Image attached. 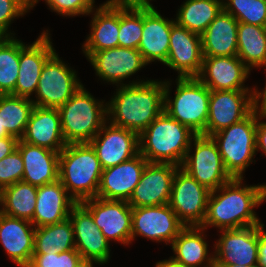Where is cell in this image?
<instances>
[{"instance_id": "33", "label": "cell", "mask_w": 266, "mask_h": 267, "mask_svg": "<svg viewBox=\"0 0 266 267\" xmlns=\"http://www.w3.org/2000/svg\"><path fill=\"white\" fill-rule=\"evenodd\" d=\"M37 188L19 181L2 189V213L31 222L35 212Z\"/></svg>"}, {"instance_id": "30", "label": "cell", "mask_w": 266, "mask_h": 267, "mask_svg": "<svg viewBox=\"0 0 266 267\" xmlns=\"http://www.w3.org/2000/svg\"><path fill=\"white\" fill-rule=\"evenodd\" d=\"M205 232L200 226L185 227L170 245L175 255L170 258L191 267H214V255L208 254Z\"/></svg>"}, {"instance_id": "11", "label": "cell", "mask_w": 266, "mask_h": 267, "mask_svg": "<svg viewBox=\"0 0 266 267\" xmlns=\"http://www.w3.org/2000/svg\"><path fill=\"white\" fill-rule=\"evenodd\" d=\"M210 194L205 186L179 167L174 175L168 205L186 226H201Z\"/></svg>"}, {"instance_id": "14", "label": "cell", "mask_w": 266, "mask_h": 267, "mask_svg": "<svg viewBox=\"0 0 266 267\" xmlns=\"http://www.w3.org/2000/svg\"><path fill=\"white\" fill-rule=\"evenodd\" d=\"M52 44L48 30H43L30 45L19 40V74L14 96L31 98L36 92L42 68L56 52Z\"/></svg>"}, {"instance_id": "49", "label": "cell", "mask_w": 266, "mask_h": 267, "mask_svg": "<svg viewBox=\"0 0 266 267\" xmlns=\"http://www.w3.org/2000/svg\"><path fill=\"white\" fill-rule=\"evenodd\" d=\"M155 267H191L187 265H182L174 260H172L170 257L169 259H165L163 261H159L155 264Z\"/></svg>"}, {"instance_id": "6", "label": "cell", "mask_w": 266, "mask_h": 267, "mask_svg": "<svg viewBox=\"0 0 266 267\" xmlns=\"http://www.w3.org/2000/svg\"><path fill=\"white\" fill-rule=\"evenodd\" d=\"M171 82L165 80L164 111L196 135H203L209 115L210 89L197 77H177L176 93L172 99L169 96Z\"/></svg>"}, {"instance_id": "28", "label": "cell", "mask_w": 266, "mask_h": 267, "mask_svg": "<svg viewBox=\"0 0 266 267\" xmlns=\"http://www.w3.org/2000/svg\"><path fill=\"white\" fill-rule=\"evenodd\" d=\"M91 13V32L82 45V51L87 58L93 52L119 46L120 7L103 3Z\"/></svg>"}, {"instance_id": "17", "label": "cell", "mask_w": 266, "mask_h": 267, "mask_svg": "<svg viewBox=\"0 0 266 267\" xmlns=\"http://www.w3.org/2000/svg\"><path fill=\"white\" fill-rule=\"evenodd\" d=\"M89 143L94 148L102 169L119 165L139 153V135L108 121Z\"/></svg>"}, {"instance_id": "38", "label": "cell", "mask_w": 266, "mask_h": 267, "mask_svg": "<svg viewBox=\"0 0 266 267\" xmlns=\"http://www.w3.org/2000/svg\"><path fill=\"white\" fill-rule=\"evenodd\" d=\"M223 10L239 23L266 27V1L223 0Z\"/></svg>"}, {"instance_id": "34", "label": "cell", "mask_w": 266, "mask_h": 267, "mask_svg": "<svg viewBox=\"0 0 266 267\" xmlns=\"http://www.w3.org/2000/svg\"><path fill=\"white\" fill-rule=\"evenodd\" d=\"M68 250H76L74 230L69 218L57 224L35 228L34 254H54Z\"/></svg>"}, {"instance_id": "9", "label": "cell", "mask_w": 266, "mask_h": 267, "mask_svg": "<svg viewBox=\"0 0 266 267\" xmlns=\"http://www.w3.org/2000/svg\"><path fill=\"white\" fill-rule=\"evenodd\" d=\"M83 84L76 71L70 68L55 52L44 64L35 92L34 106L59 108L68 101Z\"/></svg>"}, {"instance_id": "42", "label": "cell", "mask_w": 266, "mask_h": 267, "mask_svg": "<svg viewBox=\"0 0 266 267\" xmlns=\"http://www.w3.org/2000/svg\"><path fill=\"white\" fill-rule=\"evenodd\" d=\"M266 115L257 107V126H256V152L263 151L266 156Z\"/></svg>"}, {"instance_id": "35", "label": "cell", "mask_w": 266, "mask_h": 267, "mask_svg": "<svg viewBox=\"0 0 266 267\" xmlns=\"http://www.w3.org/2000/svg\"><path fill=\"white\" fill-rule=\"evenodd\" d=\"M34 104L31 98L0 95V123L2 129L20 140L25 132Z\"/></svg>"}, {"instance_id": "32", "label": "cell", "mask_w": 266, "mask_h": 267, "mask_svg": "<svg viewBox=\"0 0 266 267\" xmlns=\"http://www.w3.org/2000/svg\"><path fill=\"white\" fill-rule=\"evenodd\" d=\"M179 8L175 22L201 36L222 12L223 0H186Z\"/></svg>"}, {"instance_id": "51", "label": "cell", "mask_w": 266, "mask_h": 267, "mask_svg": "<svg viewBox=\"0 0 266 267\" xmlns=\"http://www.w3.org/2000/svg\"><path fill=\"white\" fill-rule=\"evenodd\" d=\"M214 267H262L259 263L247 266H241L236 264H214Z\"/></svg>"}, {"instance_id": "2", "label": "cell", "mask_w": 266, "mask_h": 267, "mask_svg": "<svg viewBox=\"0 0 266 267\" xmlns=\"http://www.w3.org/2000/svg\"><path fill=\"white\" fill-rule=\"evenodd\" d=\"M131 82L117 86L107 102V121L140 135L164 111L165 81Z\"/></svg>"}, {"instance_id": "19", "label": "cell", "mask_w": 266, "mask_h": 267, "mask_svg": "<svg viewBox=\"0 0 266 267\" xmlns=\"http://www.w3.org/2000/svg\"><path fill=\"white\" fill-rule=\"evenodd\" d=\"M203 62L201 36L175 23L171 28L168 58L164 63L179 78L197 77Z\"/></svg>"}, {"instance_id": "3", "label": "cell", "mask_w": 266, "mask_h": 267, "mask_svg": "<svg viewBox=\"0 0 266 267\" xmlns=\"http://www.w3.org/2000/svg\"><path fill=\"white\" fill-rule=\"evenodd\" d=\"M196 134L163 111L140 135L139 153L151 163L181 167Z\"/></svg>"}, {"instance_id": "22", "label": "cell", "mask_w": 266, "mask_h": 267, "mask_svg": "<svg viewBox=\"0 0 266 267\" xmlns=\"http://www.w3.org/2000/svg\"><path fill=\"white\" fill-rule=\"evenodd\" d=\"M148 161L138 153L119 165L103 169L97 197L128 201Z\"/></svg>"}, {"instance_id": "10", "label": "cell", "mask_w": 266, "mask_h": 267, "mask_svg": "<svg viewBox=\"0 0 266 267\" xmlns=\"http://www.w3.org/2000/svg\"><path fill=\"white\" fill-rule=\"evenodd\" d=\"M257 107V90H210L209 115L204 136L233 125Z\"/></svg>"}, {"instance_id": "44", "label": "cell", "mask_w": 266, "mask_h": 267, "mask_svg": "<svg viewBox=\"0 0 266 267\" xmlns=\"http://www.w3.org/2000/svg\"><path fill=\"white\" fill-rule=\"evenodd\" d=\"M27 267H55V253L33 254Z\"/></svg>"}, {"instance_id": "5", "label": "cell", "mask_w": 266, "mask_h": 267, "mask_svg": "<svg viewBox=\"0 0 266 267\" xmlns=\"http://www.w3.org/2000/svg\"><path fill=\"white\" fill-rule=\"evenodd\" d=\"M57 110L67 144L89 143L107 122V103L95 99L83 85Z\"/></svg>"}, {"instance_id": "26", "label": "cell", "mask_w": 266, "mask_h": 267, "mask_svg": "<svg viewBox=\"0 0 266 267\" xmlns=\"http://www.w3.org/2000/svg\"><path fill=\"white\" fill-rule=\"evenodd\" d=\"M76 201L58 179L56 182L39 186L35 212L31 223L34 227L57 224L69 218Z\"/></svg>"}, {"instance_id": "36", "label": "cell", "mask_w": 266, "mask_h": 267, "mask_svg": "<svg viewBox=\"0 0 266 267\" xmlns=\"http://www.w3.org/2000/svg\"><path fill=\"white\" fill-rule=\"evenodd\" d=\"M16 38L0 39V95H14L19 74V40Z\"/></svg>"}, {"instance_id": "13", "label": "cell", "mask_w": 266, "mask_h": 267, "mask_svg": "<svg viewBox=\"0 0 266 267\" xmlns=\"http://www.w3.org/2000/svg\"><path fill=\"white\" fill-rule=\"evenodd\" d=\"M92 215L95 225L109 241L130 245L132 207L124 200H107L99 197L80 202Z\"/></svg>"}, {"instance_id": "47", "label": "cell", "mask_w": 266, "mask_h": 267, "mask_svg": "<svg viewBox=\"0 0 266 267\" xmlns=\"http://www.w3.org/2000/svg\"><path fill=\"white\" fill-rule=\"evenodd\" d=\"M258 263L266 267V231L263 223L259 225Z\"/></svg>"}, {"instance_id": "43", "label": "cell", "mask_w": 266, "mask_h": 267, "mask_svg": "<svg viewBox=\"0 0 266 267\" xmlns=\"http://www.w3.org/2000/svg\"><path fill=\"white\" fill-rule=\"evenodd\" d=\"M81 259L82 256L77 250L55 253V267H75Z\"/></svg>"}, {"instance_id": "48", "label": "cell", "mask_w": 266, "mask_h": 267, "mask_svg": "<svg viewBox=\"0 0 266 267\" xmlns=\"http://www.w3.org/2000/svg\"><path fill=\"white\" fill-rule=\"evenodd\" d=\"M257 107L266 115V83L264 90H257Z\"/></svg>"}, {"instance_id": "8", "label": "cell", "mask_w": 266, "mask_h": 267, "mask_svg": "<svg viewBox=\"0 0 266 267\" xmlns=\"http://www.w3.org/2000/svg\"><path fill=\"white\" fill-rule=\"evenodd\" d=\"M192 149L194 153L191 154ZM181 168L210 191L233 179L227 172L218 146L211 136L196 135L193 138Z\"/></svg>"}, {"instance_id": "4", "label": "cell", "mask_w": 266, "mask_h": 267, "mask_svg": "<svg viewBox=\"0 0 266 267\" xmlns=\"http://www.w3.org/2000/svg\"><path fill=\"white\" fill-rule=\"evenodd\" d=\"M102 171L90 143L67 144L60 151L58 179L76 203L97 197Z\"/></svg>"}, {"instance_id": "18", "label": "cell", "mask_w": 266, "mask_h": 267, "mask_svg": "<svg viewBox=\"0 0 266 267\" xmlns=\"http://www.w3.org/2000/svg\"><path fill=\"white\" fill-rule=\"evenodd\" d=\"M87 59L101 80L116 86L148 65L138 49L119 46L93 52Z\"/></svg>"}, {"instance_id": "52", "label": "cell", "mask_w": 266, "mask_h": 267, "mask_svg": "<svg viewBox=\"0 0 266 267\" xmlns=\"http://www.w3.org/2000/svg\"><path fill=\"white\" fill-rule=\"evenodd\" d=\"M7 136H11L6 129H2L1 123H0V138H4Z\"/></svg>"}, {"instance_id": "16", "label": "cell", "mask_w": 266, "mask_h": 267, "mask_svg": "<svg viewBox=\"0 0 266 267\" xmlns=\"http://www.w3.org/2000/svg\"><path fill=\"white\" fill-rule=\"evenodd\" d=\"M178 168L179 166L170 163L148 162L128 204L132 208L168 204Z\"/></svg>"}, {"instance_id": "7", "label": "cell", "mask_w": 266, "mask_h": 267, "mask_svg": "<svg viewBox=\"0 0 266 267\" xmlns=\"http://www.w3.org/2000/svg\"><path fill=\"white\" fill-rule=\"evenodd\" d=\"M256 126L257 107L241 121L211 135L227 172L233 178H243L244 171L253 162L256 154Z\"/></svg>"}, {"instance_id": "46", "label": "cell", "mask_w": 266, "mask_h": 267, "mask_svg": "<svg viewBox=\"0 0 266 267\" xmlns=\"http://www.w3.org/2000/svg\"><path fill=\"white\" fill-rule=\"evenodd\" d=\"M18 139L13 136L0 138V160L17 149Z\"/></svg>"}, {"instance_id": "27", "label": "cell", "mask_w": 266, "mask_h": 267, "mask_svg": "<svg viewBox=\"0 0 266 267\" xmlns=\"http://www.w3.org/2000/svg\"><path fill=\"white\" fill-rule=\"evenodd\" d=\"M24 173L22 181L39 187L56 182L59 175V152L18 140Z\"/></svg>"}, {"instance_id": "37", "label": "cell", "mask_w": 266, "mask_h": 267, "mask_svg": "<svg viewBox=\"0 0 266 267\" xmlns=\"http://www.w3.org/2000/svg\"><path fill=\"white\" fill-rule=\"evenodd\" d=\"M143 32V7H120L119 47L138 49Z\"/></svg>"}, {"instance_id": "53", "label": "cell", "mask_w": 266, "mask_h": 267, "mask_svg": "<svg viewBox=\"0 0 266 267\" xmlns=\"http://www.w3.org/2000/svg\"><path fill=\"white\" fill-rule=\"evenodd\" d=\"M0 207H2V190L0 189ZM2 213V208H0V214Z\"/></svg>"}, {"instance_id": "20", "label": "cell", "mask_w": 266, "mask_h": 267, "mask_svg": "<svg viewBox=\"0 0 266 267\" xmlns=\"http://www.w3.org/2000/svg\"><path fill=\"white\" fill-rule=\"evenodd\" d=\"M75 238V249L82 259H89L105 265L110 259V245L95 225L91 213L81 204L76 203L70 212Z\"/></svg>"}, {"instance_id": "31", "label": "cell", "mask_w": 266, "mask_h": 267, "mask_svg": "<svg viewBox=\"0 0 266 267\" xmlns=\"http://www.w3.org/2000/svg\"><path fill=\"white\" fill-rule=\"evenodd\" d=\"M237 57L250 70L266 68V27L238 23Z\"/></svg>"}, {"instance_id": "1", "label": "cell", "mask_w": 266, "mask_h": 267, "mask_svg": "<svg viewBox=\"0 0 266 267\" xmlns=\"http://www.w3.org/2000/svg\"><path fill=\"white\" fill-rule=\"evenodd\" d=\"M244 178H233L218 189L210 191L204 229H238L260 225L255 207L266 201V184L244 185Z\"/></svg>"}, {"instance_id": "25", "label": "cell", "mask_w": 266, "mask_h": 267, "mask_svg": "<svg viewBox=\"0 0 266 267\" xmlns=\"http://www.w3.org/2000/svg\"><path fill=\"white\" fill-rule=\"evenodd\" d=\"M20 140L60 153L67 143L63 138L57 108L34 106Z\"/></svg>"}, {"instance_id": "21", "label": "cell", "mask_w": 266, "mask_h": 267, "mask_svg": "<svg viewBox=\"0 0 266 267\" xmlns=\"http://www.w3.org/2000/svg\"><path fill=\"white\" fill-rule=\"evenodd\" d=\"M250 71L237 56H203L197 78L210 90H257L244 85Z\"/></svg>"}, {"instance_id": "24", "label": "cell", "mask_w": 266, "mask_h": 267, "mask_svg": "<svg viewBox=\"0 0 266 267\" xmlns=\"http://www.w3.org/2000/svg\"><path fill=\"white\" fill-rule=\"evenodd\" d=\"M0 242L13 263L27 267L34 254L35 227L30 221L1 213Z\"/></svg>"}, {"instance_id": "40", "label": "cell", "mask_w": 266, "mask_h": 267, "mask_svg": "<svg viewBox=\"0 0 266 267\" xmlns=\"http://www.w3.org/2000/svg\"><path fill=\"white\" fill-rule=\"evenodd\" d=\"M49 9L61 16L75 17L90 15L94 9L95 0H44ZM39 0H31V9Z\"/></svg>"}, {"instance_id": "15", "label": "cell", "mask_w": 266, "mask_h": 267, "mask_svg": "<svg viewBox=\"0 0 266 267\" xmlns=\"http://www.w3.org/2000/svg\"><path fill=\"white\" fill-rule=\"evenodd\" d=\"M219 232L222 235L213 245L214 264L247 266L258 263L259 225Z\"/></svg>"}, {"instance_id": "39", "label": "cell", "mask_w": 266, "mask_h": 267, "mask_svg": "<svg viewBox=\"0 0 266 267\" xmlns=\"http://www.w3.org/2000/svg\"><path fill=\"white\" fill-rule=\"evenodd\" d=\"M29 10H31V0H0V36L13 37L14 34L9 32L8 27L14 19L24 16Z\"/></svg>"}, {"instance_id": "12", "label": "cell", "mask_w": 266, "mask_h": 267, "mask_svg": "<svg viewBox=\"0 0 266 267\" xmlns=\"http://www.w3.org/2000/svg\"><path fill=\"white\" fill-rule=\"evenodd\" d=\"M185 227L168 204L132 208L131 242L141 236L171 245Z\"/></svg>"}, {"instance_id": "23", "label": "cell", "mask_w": 266, "mask_h": 267, "mask_svg": "<svg viewBox=\"0 0 266 267\" xmlns=\"http://www.w3.org/2000/svg\"><path fill=\"white\" fill-rule=\"evenodd\" d=\"M175 23V19L162 17L155 7H143V32L138 51L147 64L166 62L171 28Z\"/></svg>"}, {"instance_id": "29", "label": "cell", "mask_w": 266, "mask_h": 267, "mask_svg": "<svg viewBox=\"0 0 266 267\" xmlns=\"http://www.w3.org/2000/svg\"><path fill=\"white\" fill-rule=\"evenodd\" d=\"M238 23L222 10L201 35L203 56H237Z\"/></svg>"}, {"instance_id": "41", "label": "cell", "mask_w": 266, "mask_h": 267, "mask_svg": "<svg viewBox=\"0 0 266 267\" xmlns=\"http://www.w3.org/2000/svg\"><path fill=\"white\" fill-rule=\"evenodd\" d=\"M24 163L18 149L0 160V189L22 181Z\"/></svg>"}, {"instance_id": "50", "label": "cell", "mask_w": 266, "mask_h": 267, "mask_svg": "<svg viewBox=\"0 0 266 267\" xmlns=\"http://www.w3.org/2000/svg\"><path fill=\"white\" fill-rule=\"evenodd\" d=\"M94 263L101 265L99 262L94 260L81 259L75 267H93Z\"/></svg>"}, {"instance_id": "45", "label": "cell", "mask_w": 266, "mask_h": 267, "mask_svg": "<svg viewBox=\"0 0 266 267\" xmlns=\"http://www.w3.org/2000/svg\"><path fill=\"white\" fill-rule=\"evenodd\" d=\"M152 0H107L104 4L116 7H154Z\"/></svg>"}]
</instances>
